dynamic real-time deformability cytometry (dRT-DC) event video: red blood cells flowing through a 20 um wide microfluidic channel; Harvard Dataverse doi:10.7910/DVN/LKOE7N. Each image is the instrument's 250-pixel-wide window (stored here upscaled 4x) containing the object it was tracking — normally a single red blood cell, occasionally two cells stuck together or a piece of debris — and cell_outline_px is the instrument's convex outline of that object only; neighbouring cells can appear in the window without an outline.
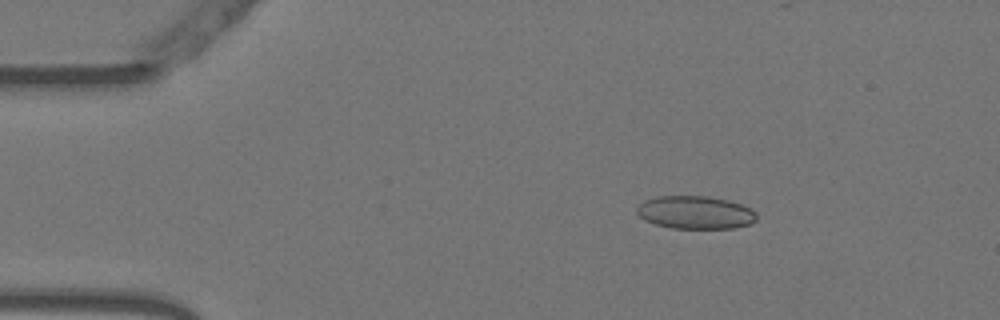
{"species": "Egyptian fruit bat (a non-hibernating species)", "species_latin": "Rousettus aegyptiacus", "temperature_condition": "warm", "stored_images_in_passage": 47, "camera_frame_rate_fps": 3000, "um_per_image_px": 0.085, "animal": {"sex": "female"}, "frame": {"image": 1, "passage_image": 1, "time_ms": 0.0, "image_size_px": [1000, 320], "cell_outline_px": [[756, 220], [752, 224], [732, 228], [672, 228], [656, 224], [644, 220], [636, 212], [636, 208], [644, 200], [656, 196], [708, 196], [728, 200], [752, 208], [756, 212]], "centroid_in_image_um": [59.11, 18.05], "position_along_channel_um": 25.9, "area_um2": 23.12}}
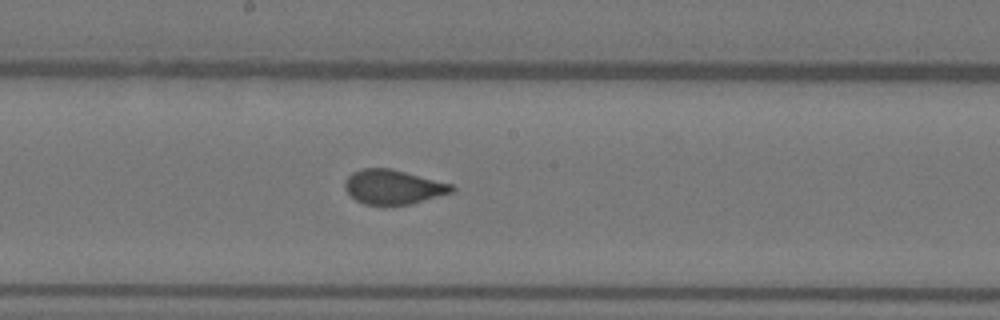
{"frame": {"image": 2, "passage_image": 21, "time_ms": 6.667, "image_size_px": [1000, 320], "cell_outline_px": [[456, 192], [412, 204], [364, 204], [356, 200], [344, 188], [344, 180], [352, 172], [360, 168], [392, 168], [452, 184], [456, 188]], "centroid_in_image_um": [33.45, 15.88], "position_along_channel_um": 214.7, "area_um2": 21.68}}
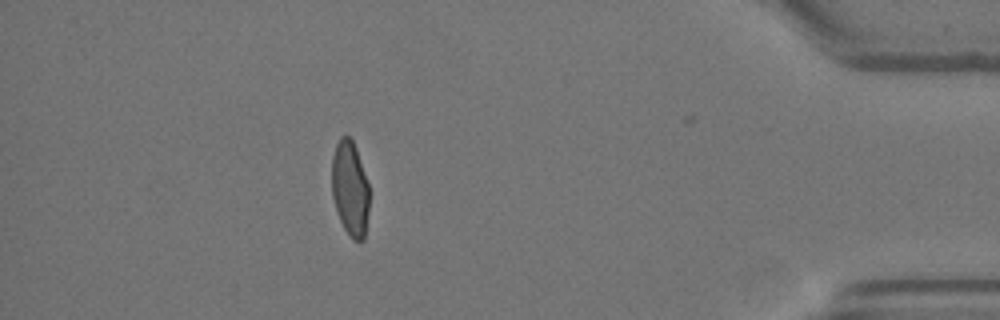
{"frame": {"image": 3, "passage_image": 40, "time_ms": 13.0, "image_size_px": [1000, 320], "cell_outline_px": [[368, 212], [364, 240], [360, 244], [352, 240], [344, 228], [340, 220], [332, 196], [332, 156], [336, 144], [340, 136], [344, 132], [352, 140], [356, 148], [368, 184]], "centroid_in_image_um": [29.74, 16.03], "position_along_channel_um": 405.5, "area_um2": 20.87}, "authors_computed_cell_mechanics": {"area_um2": 21.964, "velocity_mm_per_s": 3.7889, "shape_relaxation_time_tau1_ms": 7.7532, "shape_relaxation_time_tau2_ms": null, "deformation_change_tau1": 0.1834, "deformation_change_tau2": null}}